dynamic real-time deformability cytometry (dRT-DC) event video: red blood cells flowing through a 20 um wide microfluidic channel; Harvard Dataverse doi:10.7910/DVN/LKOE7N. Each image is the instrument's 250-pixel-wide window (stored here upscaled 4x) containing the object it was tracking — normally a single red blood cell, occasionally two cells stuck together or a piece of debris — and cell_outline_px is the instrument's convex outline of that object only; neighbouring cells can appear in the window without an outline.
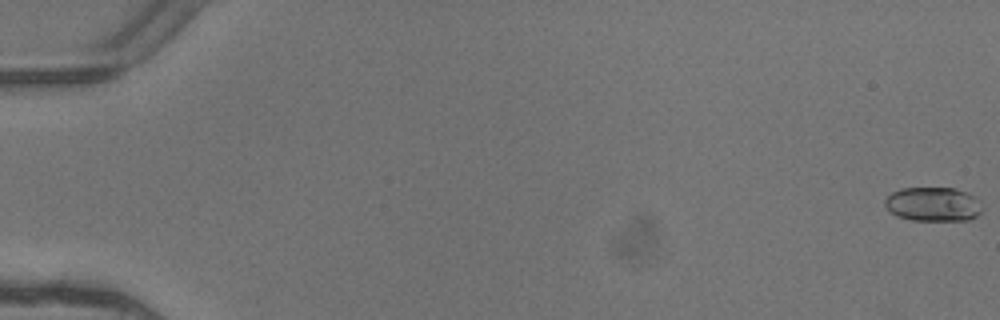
{"species": "common noctule bat (a hibernating species)", "species_latin": "Nyctalus noctula", "temperature_condition": "warm", "stored_images_in_passage": 4, "camera_frame_rate_fps": 3000, "um_per_image_px": 0.085, "animal": {"sex": "female"}, "frame": {"image": 1, "passage_image": 1, "time_ms": 0.0, "image_size_px": [1000, 320], "cell_outline_px": [[984, 208], [976, 216], [968, 220], [912, 220], [896, 216], [888, 212], [884, 204], [884, 200], [892, 192], [900, 188], [952, 188], [976, 196], [980, 200]], "centroid_in_image_um": [79.3, 17.36], "position_along_channel_um": 5.7, "area_um2": 19.59}}